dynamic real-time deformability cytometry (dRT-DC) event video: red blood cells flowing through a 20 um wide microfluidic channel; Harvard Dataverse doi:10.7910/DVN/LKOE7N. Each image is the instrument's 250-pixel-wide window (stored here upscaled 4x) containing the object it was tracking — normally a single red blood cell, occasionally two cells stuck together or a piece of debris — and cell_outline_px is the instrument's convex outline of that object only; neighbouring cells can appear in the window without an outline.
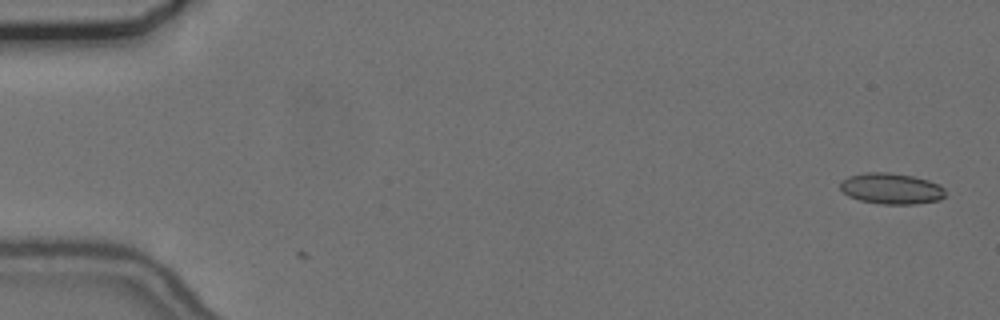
{"species": "common noctule bat (a hibernating species)", "species_latin": "Nyctalus noctula", "temperature_condition": "cold", "stored_images_in_passage": 3, "camera_frame_rate_fps": 3000, "um_per_image_px": 0.085, "animal": {"sex": "female", "body_mass_g": 24.6, "forearm_length_mm": 56.2}, "frame": {"image": 1, "passage_image": 3, "time_ms": 0.667, "image_size_px": [1000, 320], "cell_outline_px": [[944, 196], [940, 200], [916, 204], [880, 204], [860, 200], [848, 196], [840, 188], [840, 180], [848, 176], [868, 172], [888, 172], [912, 176], [928, 180], [940, 184], [944, 188]], "centroid_in_image_um": [75.75, 16.03], "position_along_channel_um": 9.2, "area_um2": 19.07}}